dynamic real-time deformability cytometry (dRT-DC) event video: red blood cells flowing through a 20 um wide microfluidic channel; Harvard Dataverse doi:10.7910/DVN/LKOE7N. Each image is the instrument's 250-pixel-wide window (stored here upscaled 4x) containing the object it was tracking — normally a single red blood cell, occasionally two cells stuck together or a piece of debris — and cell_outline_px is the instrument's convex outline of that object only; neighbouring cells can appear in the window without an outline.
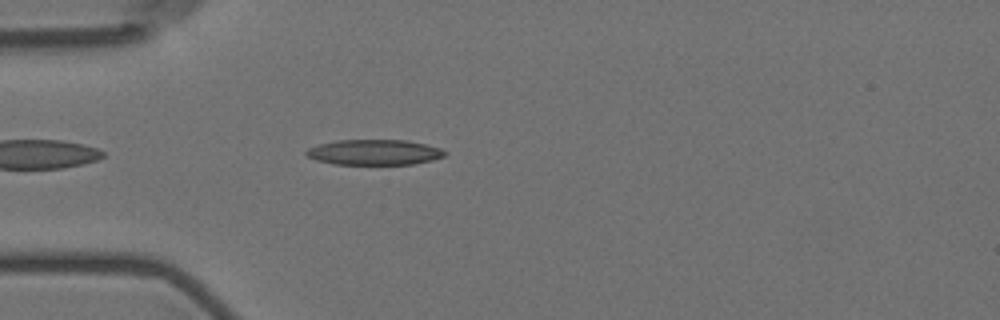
{"species": "Egyptian fruit bat (a non-hibernating species)", "species_latin": "Rousettus aegyptiacus", "temperature_condition": "room temperature", "stored_images_in_passage": 5, "camera_frame_rate_fps": 3000, "um_per_image_px": 0.085, "animal": {"sex": "female"}, "frame": {"image": 1, "passage_image": 5, "time_ms": 4.667, "image_size_px": [1000, 320], "cell_outline_px": [[448, 152], [444, 156], [432, 160], [412, 164], [332, 164], [316, 160], [308, 156], [304, 152], [308, 148], [320, 144], [336, 140], [408, 140], [440, 148]], "centroid_in_image_um": [31.81, 12.94], "position_along_channel_um": 53.2, "area_um2": 20.46}}